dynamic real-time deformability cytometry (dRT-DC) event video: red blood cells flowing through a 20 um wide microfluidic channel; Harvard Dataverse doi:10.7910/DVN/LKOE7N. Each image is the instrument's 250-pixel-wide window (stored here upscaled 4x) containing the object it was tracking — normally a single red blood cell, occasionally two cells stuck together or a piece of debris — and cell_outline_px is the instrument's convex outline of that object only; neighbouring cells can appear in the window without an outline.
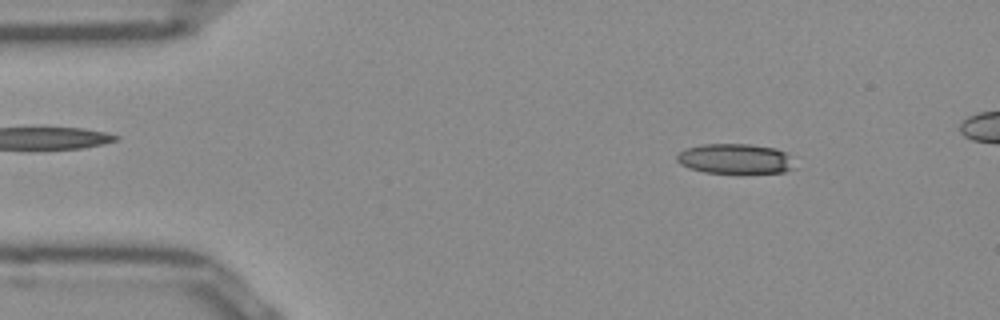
{"species": "Egyptian fruit bat (a non-hibernating species)", "species_latin": "Rousettus aegyptiacus", "temperature_condition": "room temperature", "stored_images_in_passage": 47, "camera_frame_rate_fps": 3000, "um_per_image_px": 0.085, "frame": {"image": 1, "passage_image": 6, "time_ms": 1.667, "image_size_px": [1000, 320], "cell_outline_px": [[796, 168], [784, 172], [704, 172], [688, 168], [680, 164], [676, 160], [676, 156], [684, 148], [704, 144], [748, 144], [776, 148], [784, 152]], "centroid_in_image_um": [62.44, 13.48], "position_along_channel_um": 22.6, "area_um2": 20.35}}
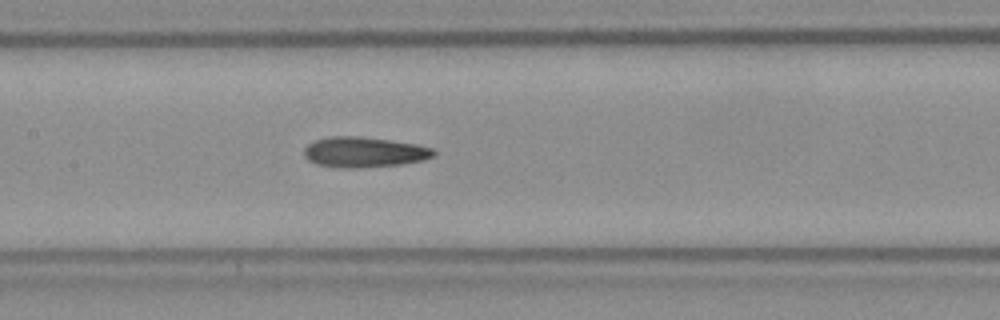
{"frame": {"image": 2, "passage_image": 23, "time_ms": 7.333, "image_size_px": [1000, 320], "cell_outline_px": [[436, 156], [424, 160], [400, 164], [356, 168], [340, 168], [316, 164], [308, 160], [304, 156], [304, 148], [308, 144], [316, 140], [332, 136], [356, 136], [388, 140], [416, 144], [432, 148], [436, 152]], "centroid_in_image_um": [30.95, 12.94], "position_along_channel_um": 176.5, "area_um2": 22.89}}
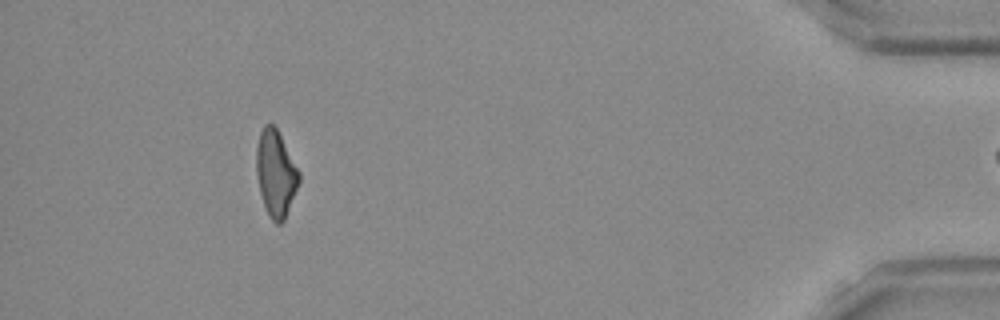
{"frame": {"image": 3, "passage_image": 46, "time_ms": 15.0, "image_size_px": [1000, 320], "cell_outline_px": [[300, 180], [284, 220], [280, 224], [276, 224], [272, 220], [264, 204], [260, 192], [256, 172], [256, 148], [260, 132], [264, 124], [272, 124], [276, 128], [300, 172]], "centroid_in_image_um": [23.43, 14.73], "position_along_channel_um": 411.8, "area_um2": 21.1}, "authors_computed_cell_mechanics": {"area_um2": 21.964, "velocity_mm_per_s": 3.9367, "shape_relaxation_time_tau1_ms": null, "shape_relaxation_time_tau2_ms": 5.9004, "deformation_change_tau1": null, "deformation_change_tau2": 0.1946}}